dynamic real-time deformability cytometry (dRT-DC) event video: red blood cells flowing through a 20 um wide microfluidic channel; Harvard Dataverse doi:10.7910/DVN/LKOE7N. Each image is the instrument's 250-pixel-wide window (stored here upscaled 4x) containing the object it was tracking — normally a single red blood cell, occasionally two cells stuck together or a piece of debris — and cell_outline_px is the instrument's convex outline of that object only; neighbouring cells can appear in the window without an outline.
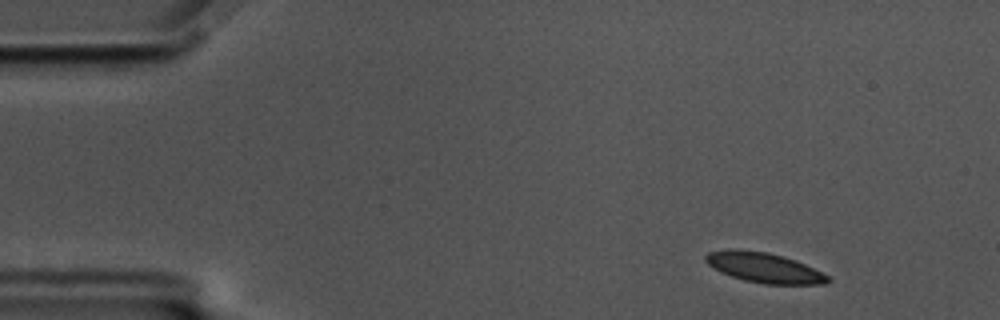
{"species": "common noctule bat (a hibernating species)", "species_latin": "Nyctalus noctula", "temperature_condition": "cold", "stored_images_in_passage": 55, "camera_frame_rate_fps": 3000, "um_per_image_px": 0.085, "animal": {"sex": "male", "body_mass_g": 17.5, "forearm_length_mm": 52.3}, "frame": {"image": 1, "passage_image": 4, "time_ms": 1.0, "image_size_px": [1000, 320], "cell_outline_px": [[832, 280], [824, 284], [764, 284], [744, 280], [720, 272], [708, 264], [704, 260], [704, 256], [708, 252], [728, 248], [740, 248], [768, 252], [796, 260], [828, 276]], "centroid_in_image_um": [64.89, 22.73], "position_along_channel_um": 20.1, "area_um2": 21.5}}
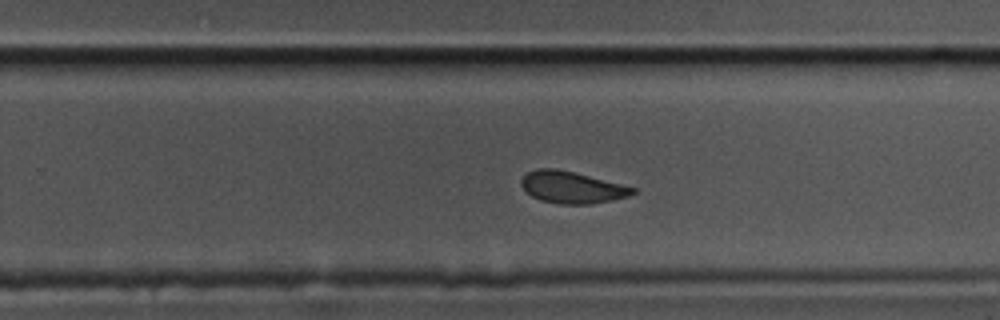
{"frame": {"image": 2, "passage_image": 34, "time_ms": 11.0, "image_size_px": [1000, 320], "cell_outline_px": [[636, 192], [628, 196], [612, 200], [592, 204], [556, 204], [540, 200], [532, 196], [520, 184], [520, 180], [528, 172], [536, 168], [552, 168], [572, 172], [636, 188]], "centroid_in_image_um": [48.58, 15.94], "position_along_channel_um": 281.2, "area_um2": 20.4}}
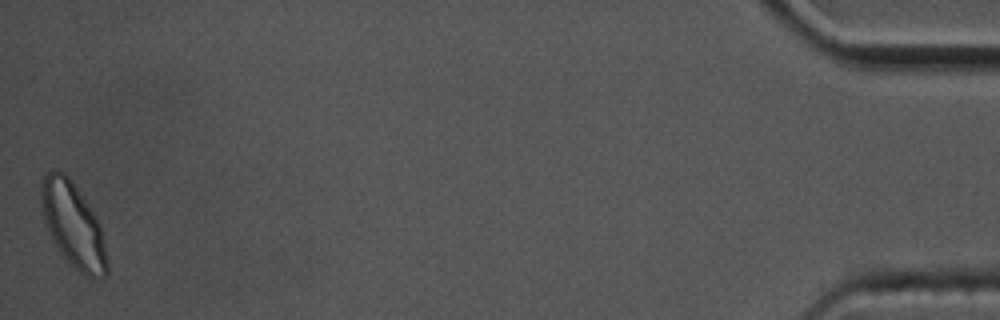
{"frame": {"image": 3, "passage_image": 55, "time_ms": 18.0, "image_size_px": [1000, 320], "cell_outline_px": [[108, 272], [104, 276], [96, 280], [92, 280], [84, 276], [64, 256], [56, 244], [40, 212], [40, 184], [44, 172], [52, 168], [56, 168], [64, 172], [72, 180], [96, 216], [100, 224], [108, 260]], "centroid_in_image_um": [6.2, 19.07], "position_along_channel_um": 429.0, "area_um2": 32.89}, "authors_computed_cell_mechanics": {"area_um2": 21.7906, "velocity_mm_per_s": 3.4703, "shape_relaxation_time_tau1_ms": 4.039, "shape_relaxation_time_tau2_ms": 2.4641, "deformation_change_tau1": 0.1178, "deformation_change_tau2": 0.0635}}